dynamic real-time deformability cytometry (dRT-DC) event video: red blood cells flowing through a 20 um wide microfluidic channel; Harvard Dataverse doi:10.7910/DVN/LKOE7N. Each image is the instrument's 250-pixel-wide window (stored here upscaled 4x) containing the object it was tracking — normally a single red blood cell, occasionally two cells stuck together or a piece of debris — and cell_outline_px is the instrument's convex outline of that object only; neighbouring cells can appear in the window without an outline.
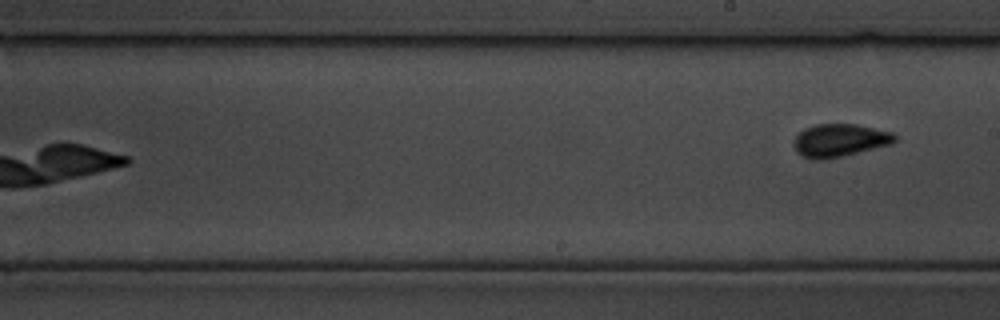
{"species": "common noctule bat (a hibernating species)", "species_latin": "Nyctalus noctula", "temperature_condition": "cold", "stored_images_in_passage": 17, "camera_frame_rate_fps": 3000, "um_per_image_px": 0.085, "animal": {"sex": "male", "body_mass_g": 19.5, "forearm_length_mm": 54.6}, "frame": {"image": 1, "passage_image": 17, "time_ms": 5.333, "image_size_px": [1000, 320], "cell_outline_px": [[896, 140], [892, 144], [844, 156], [824, 160], [812, 160], [796, 152], [792, 144], [796, 136], [804, 128], [816, 124], [856, 124], [892, 132], [896, 136]], "centroid_in_image_um": [71.35, 11.94], "position_along_channel_um": 217.6, "area_um2": 19.54}}